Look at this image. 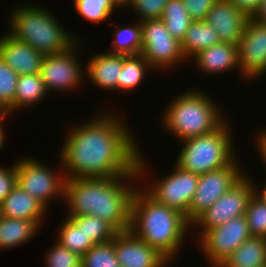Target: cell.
Here are the masks:
<instances>
[{"label":"cell","instance_id":"cell-1","mask_svg":"<svg viewBox=\"0 0 266 267\" xmlns=\"http://www.w3.org/2000/svg\"><path fill=\"white\" fill-rule=\"evenodd\" d=\"M97 115L66 132L58 162L66 179L114 178L137 170L140 146L130 127L115 112Z\"/></svg>","mask_w":266,"mask_h":267},{"label":"cell","instance_id":"cell-2","mask_svg":"<svg viewBox=\"0 0 266 267\" xmlns=\"http://www.w3.org/2000/svg\"><path fill=\"white\" fill-rule=\"evenodd\" d=\"M141 151L137 159V170L131 175L66 179L64 203L67 204V217L95 216L108 221L118 232L129 230L132 198L138 188L134 184L137 180L144 181L145 175L149 174L147 160L143 158L144 153L142 155Z\"/></svg>","mask_w":266,"mask_h":267},{"label":"cell","instance_id":"cell-3","mask_svg":"<svg viewBox=\"0 0 266 267\" xmlns=\"http://www.w3.org/2000/svg\"><path fill=\"white\" fill-rule=\"evenodd\" d=\"M191 223L181 212L158 203L140 185L132 198L129 230L171 263L178 257Z\"/></svg>","mask_w":266,"mask_h":267},{"label":"cell","instance_id":"cell-4","mask_svg":"<svg viewBox=\"0 0 266 267\" xmlns=\"http://www.w3.org/2000/svg\"><path fill=\"white\" fill-rule=\"evenodd\" d=\"M9 15V31L17 40L29 44L44 55L67 51L81 38L67 31L51 10L38 4L15 6Z\"/></svg>","mask_w":266,"mask_h":267},{"label":"cell","instance_id":"cell-5","mask_svg":"<svg viewBox=\"0 0 266 267\" xmlns=\"http://www.w3.org/2000/svg\"><path fill=\"white\" fill-rule=\"evenodd\" d=\"M214 102L208 93L196 89L178 94L161 115L164 130L178 141L215 131L228 119Z\"/></svg>","mask_w":266,"mask_h":267},{"label":"cell","instance_id":"cell-6","mask_svg":"<svg viewBox=\"0 0 266 267\" xmlns=\"http://www.w3.org/2000/svg\"><path fill=\"white\" fill-rule=\"evenodd\" d=\"M225 121L215 131L180 141L182 148L175 164L183 170L202 175L232 163L236 158L231 125Z\"/></svg>","mask_w":266,"mask_h":267},{"label":"cell","instance_id":"cell-7","mask_svg":"<svg viewBox=\"0 0 266 267\" xmlns=\"http://www.w3.org/2000/svg\"><path fill=\"white\" fill-rule=\"evenodd\" d=\"M48 167L32 157H23L16 161L17 185L39 200L47 209L53 198L59 196L64 202L66 180L62 164L58 168L60 170L54 171Z\"/></svg>","mask_w":266,"mask_h":267},{"label":"cell","instance_id":"cell-8","mask_svg":"<svg viewBox=\"0 0 266 267\" xmlns=\"http://www.w3.org/2000/svg\"><path fill=\"white\" fill-rule=\"evenodd\" d=\"M141 24L142 49L141 55L155 70H169L186 58L181 43L166 29L162 19L143 20Z\"/></svg>","mask_w":266,"mask_h":267},{"label":"cell","instance_id":"cell-9","mask_svg":"<svg viewBox=\"0 0 266 267\" xmlns=\"http://www.w3.org/2000/svg\"><path fill=\"white\" fill-rule=\"evenodd\" d=\"M253 194L252 181L247 175H244L191 223V227H193L191 230L195 231L196 228L197 231L200 230L196 238L198 239L205 231L221 226L232 218L245 215Z\"/></svg>","mask_w":266,"mask_h":267},{"label":"cell","instance_id":"cell-10","mask_svg":"<svg viewBox=\"0 0 266 267\" xmlns=\"http://www.w3.org/2000/svg\"><path fill=\"white\" fill-rule=\"evenodd\" d=\"M250 236L247 218L242 215L205 231L197 246L211 267H219Z\"/></svg>","mask_w":266,"mask_h":267},{"label":"cell","instance_id":"cell-11","mask_svg":"<svg viewBox=\"0 0 266 267\" xmlns=\"http://www.w3.org/2000/svg\"><path fill=\"white\" fill-rule=\"evenodd\" d=\"M81 43L84 41L78 40L65 52L44 56L40 76L49 94L59 91L76 92L83 85L85 70L78 58Z\"/></svg>","mask_w":266,"mask_h":267},{"label":"cell","instance_id":"cell-12","mask_svg":"<svg viewBox=\"0 0 266 267\" xmlns=\"http://www.w3.org/2000/svg\"><path fill=\"white\" fill-rule=\"evenodd\" d=\"M173 166L170 174L158 180L152 178V183L148 181L150 184L145 183L142 187H145L143 189L158 203L186 216L198 185L199 175L183 170L176 164Z\"/></svg>","mask_w":266,"mask_h":267},{"label":"cell","instance_id":"cell-13","mask_svg":"<svg viewBox=\"0 0 266 267\" xmlns=\"http://www.w3.org/2000/svg\"><path fill=\"white\" fill-rule=\"evenodd\" d=\"M238 163L236 159L227 166L199 175L193 200L185 216L190 223L245 175Z\"/></svg>","mask_w":266,"mask_h":267},{"label":"cell","instance_id":"cell-14","mask_svg":"<svg viewBox=\"0 0 266 267\" xmlns=\"http://www.w3.org/2000/svg\"><path fill=\"white\" fill-rule=\"evenodd\" d=\"M240 73L246 80L259 78L266 72V24L248 19L238 43Z\"/></svg>","mask_w":266,"mask_h":267},{"label":"cell","instance_id":"cell-15","mask_svg":"<svg viewBox=\"0 0 266 267\" xmlns=\"http://www.w3.org/2000/svg\"><path fill=\"white\" fill-rule=\"evenodd\" d=\"M113 240L120 267H168L171 263L130 230L119 231Z\"/></svg>","mask_w":266,"mask_h":267},{"label":"cell","instance_id":"cell-16","mask_svg":"<svg viewBox=\"0 0 266 267\" xmlns=\"http://www.w3.org/2000/svg\"><path fill=\"white\" fill-rule=\"evenodd\" d=\"M248 19L228 0H217L205 21L217 31L220 42L238 45Z\"/></svg>","mask_w":266,"mask_h":267},{"label":"cell","instance_id":"cell-17","mask_svg":"<svg viewBox=\"0 0 266 267\" xmlns=\"http://www.w3.org/2000/svg\"><path fill=\"white\" fill-rule=\"evenodd\" d=\"M44 56L8 32L0 36V57L18 75L40 73Z\"/></svg>","mask_w":266,"mask_h":267},{"label":"cell","instance_id":"cell-18","mask_svg":"<svg viewBox=\"0 0 266 267\" xmlns=\"http://www.w3.org/2000/svg\"><path fill=\"white\" fill-rule=\"evenodd\" d=\"M87 60L85 75H87L91 84L105 91L117 90L118 78L123 67V54L100 53L94 54ZM87 72V73H86Z\"/></svg>","mask_w":266,"mask_h":267},{"label":"cell","instance_id":"cell-19","mask_svg":"<svg viewBox=\"0 0 266 267\" xmlns=\"http://www.w3.org/2000/svg\"><path fill=\"white\" fill-rule=\"evenodd\" d=\"M195 62V68L205 75H216L234 69L239 70L238 46L235 44L220 42L198 52L192 57Z\"/></svg>","mask_w":266,"mask_h":267},{"label":"cell","instance_id":"cell-20","mask_svg":"<svg viewBox=\"0 0 266 267\" xmlns=\"http://www.w3.org/2000/svg\"><path fill=\"white\" fill-rule=\"evenodd\" d=\"M48 209L35 197L23 191L18 185L0 204V215L16 219L36 221L43 224Z\"/></svg>","mask_w":266,"mask_h":267},{"label":"cell","instance_id":"cell-21","mask_svg":"<svg viewBox=\"0 0 266 267\" xmlns=\"http://www.w3.org/2000/svg\"><path fill=\"white\" fill-rule=\"evenodd\" d=\"M41 227L36 221L0 215V249L7 250L23 245L35 237Z\"/></svg>","mask_w":266,"mask_h":267},{"label":"cell","instance_id":"cell-22","mask_svg":"<svg viewBox=\"0 0 266 267\" xmlns=\"http://www.w3.org/2000/svg\"><path fill=\"white\" fill-rule=\"evenodd\" d=\"M266 266V239L250 236L219 267Z\"/></svg>","mask_w":266,"mask_h":267},{"label":"cell","instance_id":"cell-23","mask_svg":"<svg viewBox=\"0 0 266 267\" xmlns=\"http://www.w3.org/2000/svg\"><path fill=\"white\" fill-rule=\"evenodd\" d=\"M220 43L217 31L206 21H193L181 42V49L186 60L198 52Z\"/></svg>","mask_w":266,"mask_h":267},{"label":"cell","instance_id":"cell-24","mask_svg":"<svg viewBox=\"0 0 266 267\" xmlns=\"http://www.w3.org/2000/svg\"><path fill=\"white\" fill-rule=\"evenodd\" d=\"M47 95L50 96L40 73L19 75L15 95V112L21 109L27 110L32 106L35 107L48 97Z\"/></svg>","mask_w":266,"mask_h":267},{"label":"cell","instance_id":"cell-25","mask_svg":"<svg viewBox=\"0 0 266 267\" xmlns=\"http://www.w3.org/2000/svg\"><path fill=\"white\" fill-rule=\"evenodd\" d=\"M152 69L141 55H124L123 67L118 78V92H130L140 86L148 70ZM147 70V71H146Z\"/></svg>","mask_w":266,"mask_h":267},{"label":"cell","instance_id":"cell-26","mask_svg":"<svg viewBox=\"0 0 266 267\" xmlns=\"http://www.w3.org/2000/svg\"><path fill=\"white\" fill-rule=\"evenodd\" d=\"M133 24H123V27L116 28L114 34H112L111 49L107 52L124 55H139L141 53V24L139 21Z\"/></svg>","mask_w":266,"mask_h":267},{"label":"cell","instance_id":"cell-27","mask_svg":"<svg viewBox=\"0 0 266 267\" xmlns=\"http://www.w3.org/2000/svg\"><path fill=\"white\" fill-rule=\"evenodd\" d=\"M73 6L87 22L97 24L110 19L115 9L123 8L118 0H73Z\"/></svg>","mask_w":266,"mask_h":267},{"label":"cell","instance_id":"cell-28","mask_svg":"<svg viewBox=\"0 0 266 267\" xmlns=\"http://www.w3.org/2000/svg\"><path fill=\"white\" fill-rule=\"evenodd\" d=\"M166 29L180 43L193 22L181 0H169L161 17Z\"/></svg>","mask_w":266,"mask_h":267},{"label":"cell","instance_id":"cell-29","mask_svg":"<svg viewBox=\"0 0 266 267\" xmlns=\"http://www.w3.org/2000/svg\"><path fill=\"white\" fill-rule=\"evenodd\" d=\"M57 236L58 238L56 241L60 245L80 256L84 255L94 246V244L87 239L83 226H77L70 217L63 220Z\"/></svg>","mask_w":266,"mask_h":267},{"label":"cell","instance_id":"cell-30","mask_svg":"<svg viewBox=\"0 0 266 267\" xmlns=\"http://www.w3.org/2000/svg\"><path fill=\"white\" fill-rule=\"evenodd\" d=\"M77 226H83L87 239L95 244L113 240L118 231L108 222L95 216L70 217Z\"/></svg>","mask_w":266,"mask_h":267},{"label":"cell","instance_id":"cell-31","mask_svg":"<svg viewBox=\"0 0 266 267\" xmlns=\"http://www.w3.org/2000/svg\"><path fill=\"white\" fill-rule=\"evenodd\" d=\"M81 267H120L115 254L114 240L92 246L81 256Z\"/></svg>","mask_w":266,"mask_h":267},{"label":"cell","instance_id":"cell-32","mask_svg":"<svg viewBox=\"0 0 266 267\" xmlns=\"http://www.w3.org/2000/svg\"><path fill=\"white\" fill-rule=\"evenodd\" d=\"M18 77L19 75L0 57V106L6 111L7 116L15 112V95Z\"/></svg>","mask_w":266,"mask_h":267},{"label":"cell","instance_id":"cell-33","mask_svg":"<svg viewBox=\"0 0 266 267\" xmlns=\"http://www.w3.org/2000/svg\"><path fill=\"white\" fill-rule=\"evenodd\" d=\"M245 216L251 235L266 239V204L254 194L249 200Z\"/></svg>","mask_w":266,"mask_h":267},{"label":"cell","instance_id":"cell-34","mask_svg":"<svg viewBox=\"0 0 266 267\" xmlns=\"http://www.w3.org/2000/svg\"><path fill=\"white\" fill-rule=\"evenodd\" d=\"M44 255L47 267H81V256L60 245L57 241Z\"/></svg>","mask_w":266,"mask_h":267},{"label":"cell","instance_id":"cell-35","mask_svg":"<svg viewBox=\"0 0 266 267\" xmlns=\"http://www.w3.org/2000/svg\"><path fill=\"white\" fill-rule=\"evenodd\" d=\"M169 0H127L123 9L131 7L138 14L139 22L149 19H161ZM140 15V16H139Z\"/></svg>","mask_w":266,"mask_h":267},{"label":"cell","instance_id":"cell-36","mask_svg":"<svg viewBox=\"0 0 266 267\" xmlns=\"http://www.w3.org/2000/svg\"><path fill=\"white\" fill-rule=\"evenodd\" d=\"M193 21H205L217 0H181Z\"/></svg>","mask_w":266,"mask_h":267},{"label":"cell","instance_id":"cell-37","mask_svg":"<svg viewBox=\"0 0 266 267\" xmlns=\"http://www.w3.org/2000/svg\"><path fill=\"white\" fill-rule=\"evenodd\" d=\"M17 185L16 162L13 166L0 165V204Z\"/></svg>","mask_w":266,"mask_h":267},{"label":"cell","instance_id":"cell-38","mask_svg":"<svg viewBox=\"0 0 266 267\" xmlns=\"http://www.w3.org/2000/svg\"><path fill=\"white\" fill-rule=\"evenodd\" d=\"M238 10L243 11L249 18L258 11L262 0H228Z\"/></svg>","mask_w":266,"mask_h":267},{"label":"cell","instance_id":"cell-39","mask_svg":"<svg viewBox=\"0 0 266 267\" xmlns=\"http://www.w3.org/2000/svg\"><path fill=\"white\" fill-rule=\"evenodd\" d=\"M263 130H261V132H258L255 136V146H257L258 150L257 152H259V156H261V160L264 162V164L266 165V129L264 130V132H262Z\"/></svg>","mask_w":266,"mask_h":267},{"label":"cell","instance_id":"cell-40","mask_svg":"<svg viewBox=\"0 0 266 267\" xmlns=\"http://www.w3.org/2000/svg\"><path fill=\"white\" fill-rule=\"evenodd\" d=\"M246 175L251 179L252 185H253V190H254V195L261 200L263 203L266 204V184L264 183L263 186L258 187L253 179L246 173ZM260 188V189H259ZM261 190V191H260Z\"/></svg>","mask_w":266,"mask_h":267},{"label":"cell","instance_id":"cell-41","mask_svg":"<svg viewBox=\"0 0 266 267\" xmlns=\"http://www.w3.org/2000/svg\"><path fill=\"white\" fill-rule=\"evenodd\" d=\"M252 18L262 24H266V0H262L258 11Z\"/></svg>","mask_w":266,"mask_h":267},{"label":"cell","instance_id":"cell-42","mask_svg":"<svg viewBox=\"0 0 266 267\" xmlns=\"http://www.w3.org/2000/svg\"><path fill=\"white\" fill-rule=\"evenodd\" d=\"M8 116H6L1 122H0V151L2 150V148L4 147V144H6L5 143V138H6V136H5V134H6V132H5V130L3 129L4 128V122L6 121V118H7Z\"/></svg>","mask_w":266,"mask_h":267},{"label":"cell","instance_id":"cell-43","mask_svg":"<svg viewBox=\"0 0 266 267\" xmlns=\"http://www.w3.org/2000/svg\"><path fill=\"white\" fill-rule=\"evenodd\" d=\"M7 116L6 111H0V122Z\"/></svg>","mask_w":266,"mask_h":267},{"label":"cell","instance_id":"cell-44","mask_svg":"<svg viewBox=\"0 0 266 267\" xmlns=\"http://www.w3.org/2000/svg\"><path fill=\"white\" fill-rule=\"evenodd\" d=\"M120 2V4L123 6L124 3L127 1V0H118Z\"/></svg>","mask_w":266,"mask_h":267}]
</instances>
